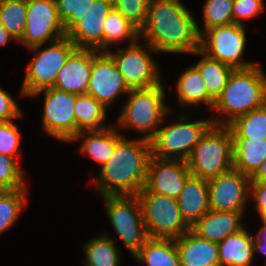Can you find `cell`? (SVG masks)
<instances>
[{
  "label": "cell",
  "mask_w": 266,
  "mask_h": 266,
  "mask_svg": "<svg viewBox=\"0 0 266 266\" xmlns=\"http://www.w3.org/2000/svg\"><path fill=\"white\" fill-rule=\"evenodd\" d=\"M140 38L160 53L192 54L200 48L197 21L179 0H151Z\"/></svg>",
  "instance_id": "6da1fadb"
},
{
  "label": "cell",
  "mask_w": 266,
  "mask_h": 266,
  "mask_svg": "<svg viewBox=\"0 0 266 266\" xmlns=\"http://www.w3.org/2000/svg\"><path fill=\"white\" fill-rule=\"evenodd\" d=\"M150 158V141L124 136L92 182L101 196L137 195L145 187Z\"/></svg>",
  "instance_id": "7a4b0ae2"
},
{
  "label": "cell",
  "mask_w": 266,
  "mask_h": 266,
  "mask_svg": "<svg viewBox=\"0 0 266 266\" xmlns=\"http://www.w3.org/2000/svg\"><path fill=\"white\" fill-rule=\"evenodd\" d=\"M265 104L266 74L262 67L257 63L249 68L234 69L212 108L224 114V118H215L213 124L228 126L236 118Z\"/></svg>",
  "instance_id": "3957f363"
},
{
  "label": "cell",
  "mask_w": 266,
  "mask_h": 266,
  "mask_svg": "<svg viewBox=\"0 0 266 266\" xmlns=\"http://www.w3.org/2000/svg\"><path fill=\"white\" fill-rule=\"evenodd\" d=\"M165 96L163 83L149 88L131 89L117 118L118 128L137 130L145 134L142 139L150 141L163 125V119L169 116L170 108L164 101Z\"/></svg>",
  "instance_id": "277c9868"
},
{
  "label": "cell",
  "mask_w": 266,
  "mask_h": 266,
  "mask_svg": "<svg viewBox=\"0 0 266 266\" xmlns=\"http://www.w3.org/2000/svg\"><path fill=\"white\" fill-rule=\"evenodd\" d=\"M192 176L209 180L233 169V136L229 126L212 125L187 160Z\"/></svg>",
  "instance_id": "5b68a950"
},
{
  "label": "cell",
  "mask_w": 266,
  "mask_h": 266,
  "mask_svg": "<svg viewBox=\"0 0 266 266\" xmlns=\"http://www.w3.org/2000/svg\"><path fill=\"white\" fill-rule=\"evenodd\" d=\"M40 46L30 48L34 57L28 63L26 76L21 86L20 94L30 97L33 93L54 86L58 72L66 64L70 55L77 49L67 37L49 43L44 50Z\"/></svg>",
  "instance_id": "8992f818"
},
{
  "label": "cell",
  "mask_w": 266,
  "mask_h": 266,
  "mask_svg": "<svg viewBox=\"0 0 266 266\" xmlns=\"http://www.w3.org/2000/svg\"><path fill=\"white\" fill-rule=\"evenodd\" d=\"M179 122L160 127L150 140L151 156L187 161L196 144L213 125V119L188 122L180 115Z\"/></svg>",
  "instance_id": "52a82bcc"
},
{
  "label": "cell",
  "mask_w": 266,
  "mask_h": 266,
  "mask_svg": "<svg viewBox=\"0 0 266 266\" xmlns=\"http://www.w3.org/2000/svg\"><path fill=\"white\" fill-rule=\"evenodd\" d=\"M107 217L116 234L132 256L150 238L143 219V211L137 195L102 196Z\"/></svg>",
  "instance_id": "ba28073f"
},
{
  "label": "cell",
  "mask_w": 266,
  "mask_h": 266,
  "mask_svg": "<svg viewBox=\"0 0 266 266\" xmlns=\"http://www.w3.org/2000/svg\"><path fill=\"white\" fill-rule=\"evenodd\" d=\"M137 196L150 238L175 239L191 229L182 218L177 199L151 193L146 187Z\"/></svg>",
  "instance_id": "9c48e42d"
},
{
  "label": "cell",
  "mask_w": 266,
  "mask_h": 266,
  "mask_svg": "<svg viewBox=\"0 0 266 266\" xmlns=\"http://www.w3.org/2000/svg\"><path fill=\"white\" fill-rule=\"evenodd\" d=\"M246 41L245 25L232 23L215 26L200 35L199 50L234 69H245L257 64L242 59Z\"/></svg>",
  "instance_id": "30bf717a"
},
{
  "label": "cell",
  "mask_w": 266,
  "mask_h": 266,
  "mask_svg": "<svg viewBox=\"0 0 266 266\" xmlns=\"http://www.w3.org/2000/svg\"><path fill=\"white\" fill-rule=\"evenodd\" d=\"M139 43L116 52L107 51L130 89L149 88L162 83L157 63L149 53L157 51L147 43Z\"/></svg>",
  "instance_id": "8fae6325"
},
{
  "label": "cell",
  "mask_w": 266,
  "mask_h": 266,
  "mask_svg": "<svg viewBox=\"0 0 266 266\" xmlns=\"http://www.w3.org/2000/svg\"><path fill=\"white\" fill-rule=\"evenodd\" d=\"M44 92L42 124L44 132L60 141L70 142L77 134L74 107L77 94L57 90L54 87L41 89L30 97Z\"/></svg>",
  "instance_id": "7c38bea8"
},
{
  "label": "cell",
  "mask_w": 266,
  "mask_h": 266,
  "mask_svg": "<svg viewBox=\"0 0 266 266\" xmlns=\"http://www.w3.org/2000/svg\"><path fill=\"white\" fill-rule=\"evenodd\" d=\"M65 36L55 0H27L26 28L20 44L30 49Z\"/></svg>",
  "instance_id": "4fadbf2b"
},
{
  "label": "cell",
  "mask_w": 266,
  "mask_h": 266,
  "mask_svg": "<svg viewBox=\"0 0 266 266\" xmlns=\"http://www.w3.org/2000/svg\"><path fill=\"white\" fill-rule=\"evenodd\" d=\"M131 89L107 52L92 50V66L87 93L106 108L111 107L120 94Z\"/></svg>",
  "instance_id": "5bb4252c"
},
{
  "label": "cell",
  "mask_w": 266,
  "mask_h": 266,
  "mask_svg": "<svg viewBox=\"0 0 266 266\" xmlns=\"http://www.w3.org/2000/svg\"><path fill=\"white\" fill-rule=\"evenodd\" d=\"M210 210L244 212L249 194L250 177L232 169L208 180Z\"/></svg>",
  "instance_id": "9a60e30c"
},
{
  "label": "cell",
  "mask_w": 266,
  "mask_h": 266,
  "mask_svg": "<svg viewBox=\"0 0 266 266\" xmlns=\"http://www.w3.org/2000/svg\"><path fill=\"white\" fill-rule=\"evenodd\" d=\"M191 176L187 161L151 156L145 187L151 193L177 199Z\"/></svg>",
  "instance_id": "2e32d148"
},
{
  "label": "cell",
  "mask_w": 266,
  "mask_h": 266,
  "mask_svg": "<svg viewBox=\"0 0 266 266\" xmlns=\"http://www.w3.org/2000/svg\"><path fill=\"white\" fill-rule=\"evenodd\" d=\"M113 8L112 0H94L81 19L66 32V36L77 49L103 52V25Z\"/></svg>",
  "instance_id": "e0dca14e"
},
{
  "label": "cell",
  "mask_w": 266,
  "mask_h": 266,
  "mask_svg": "<svg viewBox=\"0 0 266 266\" xmlns=\"http://www.w3.org/2000/svg\"><path fill=\"white\" fill-rule=\"evenodd\" d=\"M92 66V49H76L58 72L54 88L72 94H86Z\"/></svg>",
  "instance_id": "ac0fdd59"
},
{
  "label": "cell",
  "mask_w": 266,
  "mask_h": 266,
  "mask_svg": "<svg viewBox=\"0 0 266 266\" xmlns=\"http://www.w3.org/2000/svg\"><path fill=\"white\" fill-rule=\"evenodd\" d=\"M181 266H220L218 243L203 239L191 229L175 238Z\"/></svg>",
  "instance_id": "d6986e66"
},
{
  "label": "cell",
  "mask_w": 266,
  "mask_h": 266,
  "mask_svg": "<svg viewBox=\"0 0 266 266\" xmlns=\"http://www.w3.org/2000/svg\"><path fill=\"white\" fill-rule=\"evenodd\" d=\"M244 212L209 210L191 230L203 239L220 243L223 239L244 228L241 221Z\"/></svg>",
  "instance_id": "ffe728a7"
},
{
  "label": "cell",
  "mask_w": 266,
  "mask_h": 266,
  "mask_svg": "<svg viewBox=\"0 0 266 266\" xmlns=\"http://www.w3.org/2000/svg\"><path fill=\"white\" fill-rule=\"evenodd\" d=\"M177 201L182 218L191 228L210 210L208 180L191 176Z\"/></svg>",
  "instance_id": "44dd1931"
},
{
  "label": "cell",
  "mask_w": 266,
  "mask_h": 266,
  "mask_svg": "<svg viewBox=\"0 0 266 266\" xmlns=\"http://www.w3.org/2000/svg\"><path fill=\"white\" fill-rule=\"evenodd\" d=\"M113 126L102 130L80 131L70 142L83 138L80 153L87 155L101 166L112 156L115 145L124 137Z\"/></svg>",
  "instance_id": "7402d4cb"
},
{
  "label": "cell",
  "mask_w": 266,
  "mask_h": 266,
  "mask_svg": "<svg viewBox=\"0 0 266 266\" xmlns=\"http://www.w3.org/2000/svg\"><path fill=\"white\" fill-rule=\"evenodd\" d=\"M253 236L244 227L218 243L220 266H251L254 263Z\"/></svg>",
  "instance_id": "603a6c76"
},
{
  "label": "cell",
  "mask_w": 266,
  "mask_h": 266,
  "mask_svg": "<svg viewBox=\"0 0 266 266\" xmlns=\"http://www.w3.org/2000/svg\"><path fill=\"white\" fill-rule=\"evenodd\" d=\"M266 160V139L233 138V169L251 177Z\"/></svg>",
  "instance_id": "cb8c5ba5"
},
{
  "label": "cell",
  "mask_w": 266,
  "mask_h": 266,
  "mask_svg": "<svg viewBox=\"0 0 266 266\" xmlns=\"http://www.w3.org/2000/svg\"><path fill=\"white\" fill-rule=\"evenodd\" d=\"M176 88L177 101L181 106L205 103L212 110L215 101L209 96L204 78L194 65L184 70L177 80Z\"/></svg>",
  "instance_id": "d4e9b609"
},
{
  "label": "cell",
  "mask_w": 266,
  "mask_h": 266,
  "mask_svg": "<svg viewBox=\"0 0 266 266\" xmlns=\"http://www.w3.org/2000/svg\"><path fill=\"white\" fill-rule=\"evenodd\" d=\"M132 257L146 266H181L175 239L172 238H149Z\"/></svg>",
  "instance_id": "484cf974"
},
{
  "label": "cell",
  "mask_w": 266,
  "mask_h": 266,
  "mask_svg": "<svg viewBox=\"0 0 266 266\" xmlns=\"http://www.w3.org/2000/svg\"><path fill=\"white\" fill-rule=\"evenodd\" d=\"M77 134L80 131L102 130L110 125L105 123L107 108L90 94H80L74 107Z\"/></svg>",
  "instance_id": "4316f807"
},
{
  "label": "cell",
  "mask_w": 266,
  "mask_h": 266,
  "mask_svg": "<svg viewBox=\"0 0 266 266\" xmlns=\"http://www.w3.org/2000/svg\"><path fill=\"white\" fill-rule=\"evenodd\" d=\"M193 54L195 56H202L194 66L203 76L209 96L216 101L223 92L234 68L218 60L207 57L200 50L194 51L192 55Z\"/></svg>",
  "instance_id": "83f0119b"
},
{
  "label": "cell",
  "mask_w": 266,
  "mask_h": 266,
  "mask_svg": "<svg viewBox=\"0 0 266 266\" xmlns=\"http://www.w3.org/2000/svg\"><path fill=\"white\" fill-rule=\"evenodd\" d=\"M83 245L84 266H119L120 251L106 233L97 235Z\"/></svg>",
  "instance_id": "f1b7e54d"
},
{
  "label": "cell",
  "mask_w": 266,
  "mask_h": 266,
  "mask_svg": "<svg viewBox=\"0 0 266 266\" xmlns=\"http://www.w3.org/2000/svg\"><path fill=\"white\" fill-rule=\"evenodd\" d=\"M124 39L132 45L139 41L140 31L114 8L107 15L103 25V52L110 50L114 43Z\"/></svg>",
  "instance_id": "f546056e"
},
{
  "label": "cell",
  "mask_w": 266,
  "mask_h": 266,
  "mask_svg": "<svg viewBox=\"0 0 266 266\" xmlns=\"http://www.w3.org/2000/svg\"><path fill=\"white\" fill-rule=\"evenodd\" d=\"M233 138L266 139V104L230 123Z\"/></svg>",
  "instance_id": "4dcf8cb0"
},
{
  "label": "cell",
  "mask_w": 266,
  "mask_h": 266,
  "mask_svg": "<svg viewBox=\"0 0 266 266\" xmlns=\"http://www.w3.org/2000/svg\"><path fill=\"white\" fill-rule=\"evenodd\" d=\"M27 0H0V22L19 42L26 28Z\"/></svg>",
  "instance_id": "1f68e13d"
},
{
  "label": "cell",
  "mask_w": 266,
  "mask_h": 266,
  "mask_svg": "<svg viewBox=\"0 0 266 266\" xmlns=\"http://www.w3.org/2000/svg\"><path fill=\"white\" fill-rule=\"evenodd\" d=\"M27 186L17 190H0V235L9 229L27 204Z\"/></svg>",
  "instance_id": "d6a6232c"
},
{
  "label": "cell",
  "mask_w": 266,
  "mask_h": 266,
  "mask_svg": "<svg viewBox=\"0 0 266 266\" xmlns=\"http://www.w3.org/2000/svg\"><path fill=\"white\" fill-rule=\"evenodd\" d=\"M203 7L204 30L197 23V30L201 35L205 30L233 23L234 0H205Z\"/></svg>",
  "instance_id": "836d02e7"
},
{
  "label": "cell",
  "mask_w": 266,
  "mask_h": 266,
  "mask_svg": "<svg viewBox=\"0 0 266 266\" xmlns=\"http://www.w3.org/2000/svg\"><path fill=\"white\" fill-rule=\"evenodd\" d=\"M24 172L19 161L9 155L0 154V190L25 188Z\"/></svg>",
  "instance_id": "e575fe53"
},
{
  "label": "cell",
  "mask_w": 266,
  "mask_h": 266,
  "mask_svg": "<svg viewBox=\"0 0 266 266\" xmlns=\"http://www.w3.org/2000/svg\"><path fill=\"white\" fill-rule=\"evenodd\" d=\"M151 0H112L113 7L119 11L139 31L147 19L149 2Z\"/></svg>",
  "instance_id": "d590c367"
},
{
  "label": "cell",
  "mask_w": 266,
  "mask_h": 266,
  "mask_svg": "<svg viewBox=\"0 0 266 266\" xmlns=\"http://www.w3.org/2000/svg\"><path fill=\"white\" fill-rule=\"evenodd\" d=\"M59 18L67 32L86 13L94 0H55Z\"/></svg>",
  "instance_id": "8d00e7d4"
},
{
  "label": "cell",
  "mask_w": 266,
  "mask_h": 266,
  "mask_svg": "<svg viewBox=\"0 0 266 266\" xmlns=\"http://www.w3.org/2000/svg\"><path fill=\"white\" fill-rule=\"evenodd\" d=\"M20 129L12 121L0 122V154H5L15 157L19 160V156L22 151Z\"/></svg>",
  "instance_id": "74e56055"
},
{
  "label": "cell",
  "mask_w": 266,
  "mask_h": 266,
  "mask_svg": "<svg viewBox=\"0 0 266 266\" xmlns=\"http://www.w3.org/2000/svg\"><path fill=\"white\" fill-rule=\"evenodd\" d=\"M263 0H234L233 3V23L244 25L243 20L256 17L264 13Z\"/></svg>",
  "instance_id": "f35d334b"
},
{
  "label": "cell",
  "mask_w": 266,
  "mask_h": 266,
  "mask_svg": "<svg viewBox=\"0 0 266 266\" xmlns=\"http://www.w3.org/2000/svg\"><path fill=\"white\" fill-rule=\"evenodd\" d=\"M22 117L21 109L15 99L0 88V122L12 121Z\"/></svg>",
  "instance_id": "ab89813d"
},
{
  "label": "cell",
  "mask_w": 266,
  "mask_h": 266,
  "mask_svg": "<svg viewBox=\"0 0 266 266\" xmlns=\"http://www.w3.org/2000/svg\"><path fill=\"white\" fill-rule=\"evenodd\" d=\"M249 196L255 201L254 209L261 217L266 212V183L250 182Z\"/></svg>",
  "instance_id": "60d3db41"
},
{
  "label": "cell",
  "mask_w": 266,
  "mask_h": 266,
  "mask_svg": "<svg viewBox=\"0 0 266 266\" xmlns=\"http://www.w3.org/2000/svg\"><path fill=\"white\" fill-rule=\"evenodd\" d=\"M250 182L266 183V160L258 167L255 173L250 177Z\"/></svg>",
  "instance_id": "b9f144b4"
},
{
  "label": "cell",
  "mask_w": 266,
  "mask_h": 266,
  "mask_svg": "<svg viewBox=\"0 0 266 266\" xmlns=\"http://www.w3.org/2000/svg\"><path fill=\"white\" fill-rule=\"evenodd\" d=\"M262 222L261 228H259L258 233L253 237L254 242L253 244H266V223Z\"/></svg>",
  "instance_id": "7bdbcfd3"
},
{
  "label": "cell",
  "mask_w": 266,
  "mask_h": 266,
  "mask_svg": "<svg viewBox=\"0 0 266 266\" xmlns=\"http://www.w3.org/2000/svg\"><path fill=\"white\" fill-rule=\"evenodd\" d=\"M9 40H15L0 22V46L6 45Z\"/></svg>",
  "instance_id": "ee69618b"
},
{
  "label": "cell",
  "mask_w": 266,
  "mask_h": 266,
  "mask_svg": "<svg viewBox=\"0 0 266 266\" xmlns=\"http://www.w3.org/2000/svg\"><path fill=\"white\" fill-rule=\"evenodd\" d=\"M253 249H254V256L256 251L266 254V244H253Z\"/></svg>",
  "instance_id": "f6af8a7d"
},
{
  "label": "cell",
  "mask_w": 266,
  "mask_h": 266,
  "mask_svg": "<svg viewBox=\"0 0 266 266\" xmlns=\"http://www.w3.org/2000/svg\"><path fill=\"white\" fill-rule=\"evenodd\" d=\"M260 220L266 223V212L260 217Z\"/></svg>",
  "instance_id": "bcb514c9"
}]
</instances>
